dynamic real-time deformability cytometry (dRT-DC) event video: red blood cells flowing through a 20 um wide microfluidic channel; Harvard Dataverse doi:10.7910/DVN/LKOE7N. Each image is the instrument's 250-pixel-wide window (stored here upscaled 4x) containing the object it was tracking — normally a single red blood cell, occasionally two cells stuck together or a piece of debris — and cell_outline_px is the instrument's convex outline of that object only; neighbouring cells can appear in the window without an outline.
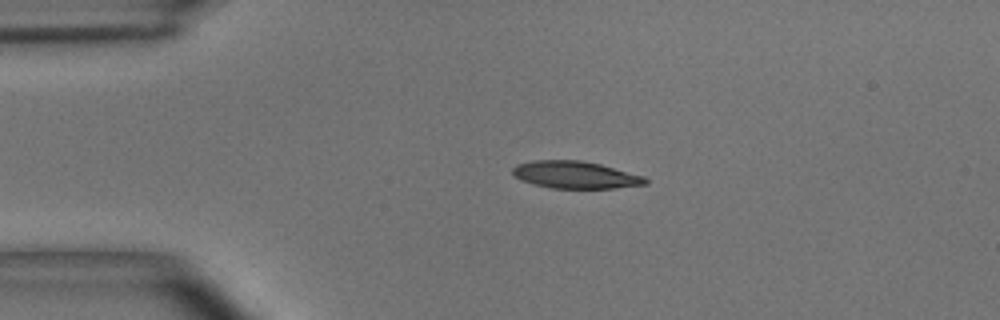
{"species": "common noctule bat (a hibernating species)", "species_latin": "Nyctalus noctula", "temperature_condition": "room temperature", "stored_images_in_passage": 44, "camera_frame_rate_fps": 3000, "um_per_image_px": 0.085, "animal": {"sex": "male", "body_mass_g": 15.6}, "frame": {"image": 1, "passage_image": 1, "time_ms": 0.0, "image_size_px": [1000, 320], "cell_outline_px": [[648, 184], [612, 188], [552, 188], [532, 184], [520, 180], [512, 172], [512, 168], [516, 164], [532, 160], [580, 160], [600, 164], [644, 176], [648, 180]], "centroid_in_image_um": [48.88, 14.86], "position_along_channel_um": 36.1, "area_um2": 21.1}}
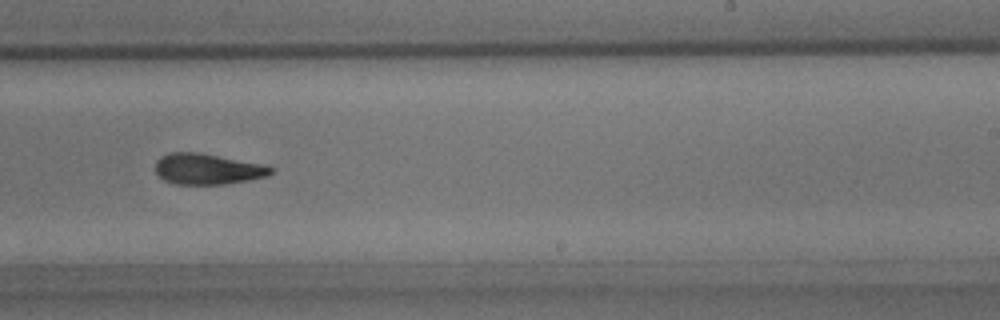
{"frame": {"image": 2, "passage_image": 23, "time_ms": 7.333, "image_size_px": [1000, 320], "cell_outline_px": [[276, 168], [268, 176], [248, 180], [224, 184], [176, 184], [164, 180], [156, 172], [156, 160], [160, 156], [168, 152], [200, 152], [260, 164]], "centroid_in_image_um": [17.62, 14.36], "position_along_channel_um": 271.4, "area_um2": 20.69}}
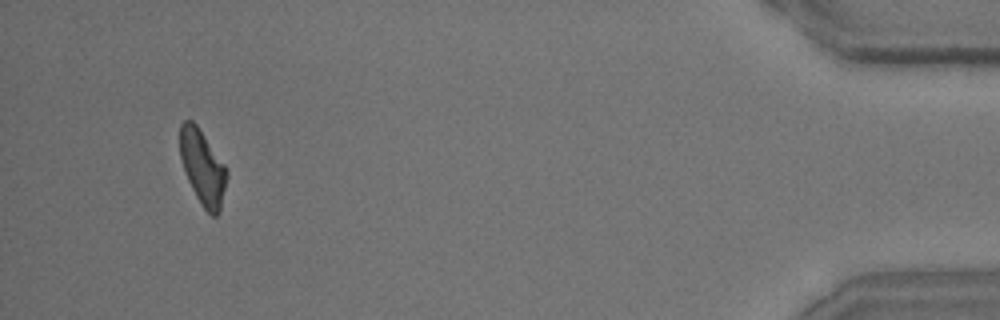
{"frame": {"image": 3, "passage_image": 41, "time_ms": 13.333, "image_size_px": [1000, 320], "cell_outline_px": [[228, 176], [220, 212], [216, 216], [212, 216], [204, 208], [196, 196], [184, 172], [180, 156], [180, 124], [184, 120], [192, 120], [196, 124], [224, 164], [228, 172]], "centroid_in_image_um": [17.23, 14.24], "position_along_channel_um": 418.0, "area_um2": 20.29}, "authors_computed_cell_mechanics": {"area_um2": 21.4149, "velocity_mm_per_s": 3.6507, "shape_relaxation_time_tau1_ms": 5.4351, "shape_relaxation_time_tau2_ms": 5.6379, "deformation_change_tau1": 0.1814, "deformation_change_tau2": 0.1606}}